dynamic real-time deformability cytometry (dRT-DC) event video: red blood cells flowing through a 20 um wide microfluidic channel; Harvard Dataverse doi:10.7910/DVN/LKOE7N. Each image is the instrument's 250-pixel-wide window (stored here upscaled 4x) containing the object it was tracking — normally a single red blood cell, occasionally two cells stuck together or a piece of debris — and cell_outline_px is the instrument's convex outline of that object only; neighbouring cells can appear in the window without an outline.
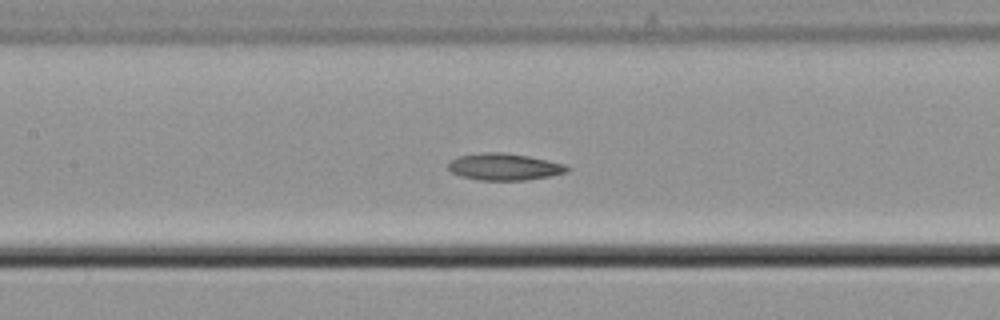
{"species": "common noctule bat (a hibernating species)", "species_latin": "Nyctalus noctula", "temperature_condition": "cold", "stored_images_in_passage": 15, "camera_frame_rate_fps": 3000, "um_per_image_px": 0.085, "animal": {"sex": "male", "body_mass_g": 21.5, "forearm_length_mm": 52.0}, "frame": {"image": 1, "passage_image": 13, "time_ms": 4.0, "image_size_px": [1000, 320], "cell_outline_px": [[572, 168], [568, 172], [548, 176], [524, 180], [476, 180], [460, 176], [452, 172], [448, 168], [448, 164], [452, 160], [460, 156], [488, 152], [500, 152], [528, 156], [564, 164]], "centroid_in_image_um": [42.87, 14.19], "position_along_channel_um": 164.5, "area_um2": 18.38}}